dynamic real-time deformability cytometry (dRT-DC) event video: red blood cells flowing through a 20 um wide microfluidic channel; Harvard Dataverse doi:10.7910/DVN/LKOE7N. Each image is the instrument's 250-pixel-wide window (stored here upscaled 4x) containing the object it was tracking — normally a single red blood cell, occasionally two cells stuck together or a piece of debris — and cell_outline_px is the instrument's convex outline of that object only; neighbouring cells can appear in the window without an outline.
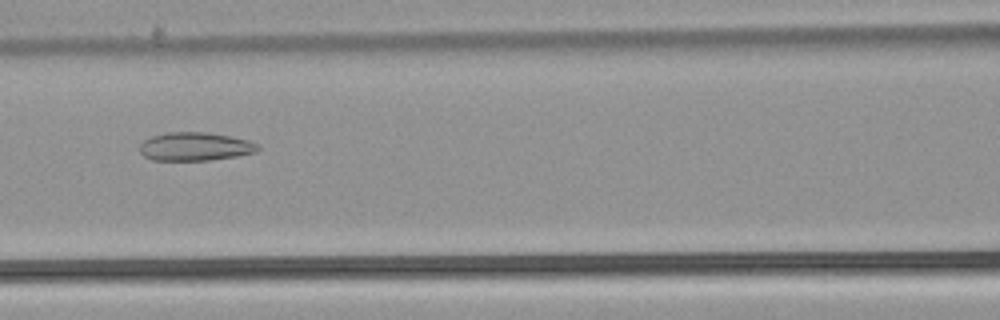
{"species": "common noctule bat (a hibernating species)", "species_latin": "Nyctalus noctula", "temperature_condition": "warm", "stored_images_in_passage": 53, "camera_frame_rate_fps": 3000, "um_per_image_px": 0.085, "animal": {"sex": "male", "body_mass_g": 21.5, "forearm_length_mm": 52.0}, "frame": {"image": 1, "passage_image": 24, "time_ms": 7.667, "image_size_px": [1000, 320], "cell_outline_px": [[260, 148], [256, 152], [236, 156], [208, 160], [152, 160], [144, 156], [140, 152], [140, 144], [144, 140], [152, 136], [168, 132], [208, 132], [248, 140], [256, 144]], "centroid_in_image_um": [16.56, 12.45], "position_along_channel_um": 150.0, "area_um2": 19.42}}
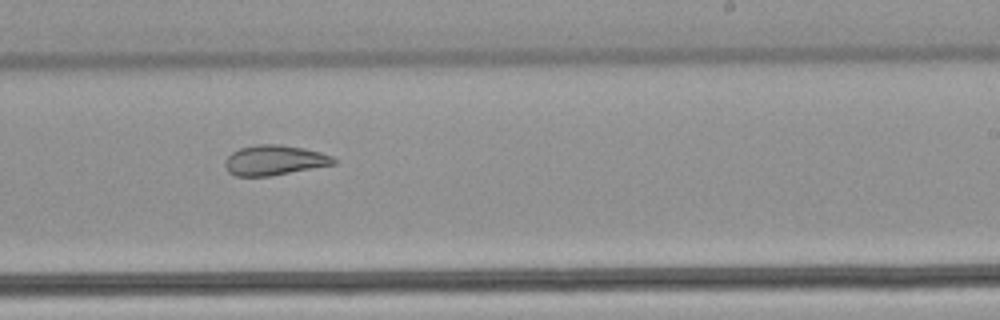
{"frame": {"image": 2, "passage_image": 33, "time_ms": 10.667, "image_size_px": [1000, 320], "cell_outline_px": [[336, 164], [268, 176], [236, 176], [228, 172], [224, 164], [224, 160], [232, 152], [240, 148], [256, 144], [280, 144], [304, 148], [320, 152], [332, 156], [336, 160]], "centroid_in_image_um": [23.31, 13.61], "position_along_channel_um": 265.7, "area_um2": 19.02}}
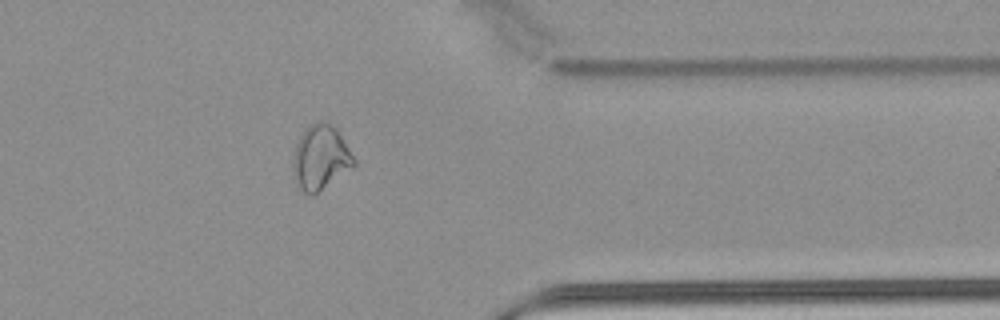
{"frame": {"image": 3, "passage_image": 43, "time_ms": 14.0, "image_size_px": [1000, 320], "cell_outline_px": [[356, 164], [312, 196], [308, 196], [296, 184], [292, 168], [292, 156], [296, 144], [304, 128], [308, 124], [316, 120], [328, 120], [336, 128], [356, 160]], "centroid_in_image_um": [27.21, 13.34], "position_along_channel_um": 384.2, "area_um2": 23.18}, "authors_computed_cell_mechanics": {"area_um2": 24.4494, "velocity_mm_per_s": 3.8697, "shape_relaxation_time_tau1_ms": null, "shape_relaxation_time_tau2_ms": 2.3194, "deformation_change_tau1": null, "deformation_change_tau2": 0.0871}}